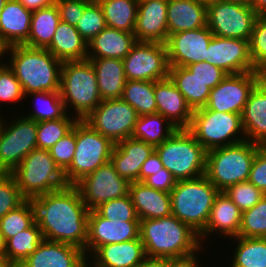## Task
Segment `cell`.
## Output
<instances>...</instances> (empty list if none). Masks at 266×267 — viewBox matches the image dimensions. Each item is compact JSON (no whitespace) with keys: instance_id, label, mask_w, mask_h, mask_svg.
<instances>
[{"instance_id":"277c9868","label":"cell","mask_w":266,"mask_h":267,"mask_svg":"<svg viewBox=\"0 0 266 267\" xmlns=\"http://www.w3.org/2000/svg\"><path fill=\"white\" fill-rule=\"evenodd\" d=\"M59 91L67 113L78 120H84L102 101L88 59L63 62Z\"/></svg>"},{"instance_id":"d590c367","label":"cell","mask_w":266,"mask_h":267,"mask_svg":"<svg viewBox=\"0 0 266 267\" xmlns=\"http://www.w3.org/2000/svg\"><path fill=\"white\" fill-rule=\"evenodd\" d=\"M29 98H33L34 107L30 108L29 113L22 112L21 114L37 123L64 118L68 114L60 91L32 92L25 95L24 101H29Z\"/></svg>"},{"instance_id":"7dc6e473","label":"cell","mask_w":266,"mask_h":267,"mask_svg":"<svg viewBox=\"0 0 266 267\" xmlns=\"http://www.w3.org/2000/svg\"><path fill=\"white\" fill-rule=\"evenodd\" d=\"M75 27L87 42L106 28L104 14L100 4H88Z\"/></svg>"},{"instance_id":"7c38bea8","label":"cell","mask_w":266,"mask_h":267,"mask_svg":"<svg viewBox=\"0 0 266 267\" xmlns=\"http://www.w3.org/2000/svg\"><path fill=\"white\" fill-rule=\"evenodd\" d=\"M258 14L250 5L226 0L207 4V27L213 35L250 41Z\"/></svg>"},{"instance_id":"52a82bcc","label":"cell","mask_w":266,"mask_h":267,"mask_svg":"<svg viewBox=\"0 0 266 267\" xmlns=\"http://www.w3.org/2000/svg\"><path fill=\"white\" fill-rule=\"evenodd\" d=\"M155 151L176 181L205 174L207 151L187 128H178L162 144L157 145Z\"/></svg>"},{"instance_id":"f5cc1de1","label":"cell","mask_w":266,"mask_h":267,"mask_svg":"<svg viewBox=\"0 0 266 267\" xmlns=\"http://www.w3.org/2000/svg\"><path fill=\"white\" fill-rule=\"evenodd\" d=\"M61 21L76 26L88 5L84 0H56Z\"/></svg>"},{"instance_id":"83f0119b","label":"cell","mask_w":266,"mask_h":267,"mask_svg":"<svg viewBox=\"0 0 266 267\" xmlns=\"http://www.w3.org/2000/svg\"><path fill=\"white\" fill-rule=\"evenodd\" d=\"M131 196L139 220L158 219L172 214L170 193L146 186L143 182H130Z\"/></svg>"},{"instance_id":"c3c4849f","label":"cell","mask_w":266,"mask_h":267,"mask_svg":"<svg viewBox=\"0 0 266 267\" xmlns=\"http://www.w3.org/2000/svg\"><path fill=\"white\" fill-rule=\"evenodd\" d=\"M25 200L15 177L11 173H0V219L9 211L16 209Z\"/></svg>"},{"instance_id":"30bf717a","label":"cell","mask_w":266,"mask_h":267,"mask_svg":"<svg viewBox=\"0 0 266 267\" xmlns=\"http://www.w3.org/2000/svg\"><path fill=\"white\" fill-rule=\"evenodd\" d=\"M187 129L206 151L246 140L241 114L218 112L205 107L193 111Z\"/></svg>"},{"instance_id":"ab89813d","label":"cell","mask_w":266,"mask_h":267,"mask_svg":"<svg viewBox=\"0 0 266 267\" xmlns=\"http://www.w3.org/2000/svg\"><path fill=\"white\" fill-rule=\"evenodd\" d=\"M155 81L127 80L121 99L136 110L138 116L157 113Z\"/></svg>"},{"instance_id":"e0dca14e","label":"cell","mask_w":266,"mask_h":267,"mask_svg":"<svg viewBox=\"0 0 266 267\" xmlns=\"http://www.w3.org/2000/svg\"><path fill=\"white\" fill-rule=\"evenodd\" d=\"M140 221H111L96 210L89 211L85 256L99 246L127 242L139 238Z\"/></svg>"},{"instance_id":"b9f144b4","label":"cell","mask_w":266,"mask_h":267,"mask_svg":"<svg viewBox=\"0 0 266 267\" xmlns=\"http://www.w3.org/2000/svg\"><path fill=\"white\" fill-rule=\"evenodd\" d=\"M77 120L76 117L67 114L57 120L38 122L37 148L49 150L73 129Z\"/></svg>"},{"instance_id":"5b68a950","label":"cell","mask_w":266,"mask_h":267,"mask_svg":"<svg viewBox=\"0 0 266 267\" xmlns=\"http://www.w3.org/2000/svg\"><path fill=\"white\" fill-rule=\"evenodd\" d=\"M218 193L205 176L177 181L170 192L172 215L200 234L207 225Z\"/></svg>"},{"instance_id":"e575fe53","label":"cell","mask_w":266,"mask_h":267,"mask_svg":"<svg viewBox=\"0 0 266 267\" xmlns=\"http://www.w3.org/2000/svg\"><path fill=\"white\" fill-rule=\"evenodd\" d=\"M233 247H229L232 260L226 259L227 267H266V238L235 237L229 239ZM235 242V243H234ZM231 248L234 250L231 251ZM231 263V264H230Z\"/></svg>"},{"instance_id":"a7ac6f4b","label":"cell","mask_w":266,"mask_h":267,"mask_svg":"<svg viewBox=\"0 0 266 267\" xmlns=\"http://www.w3.org/2000/svg\"><path fill=\"white\" fill-rule=\"evenodd\" d=\"M196 1L204 2L205 4H208V3L216 1V0H196Z\"/></svg>"},{"instance_id":"f6af8a7d","label":"cell","mask_w":266,"mask_h":267,"mask_svg":"<svg viewBox=\"0 0 266 267\" xmlns=\"http://www.w3.org/2000/svg\"><path fill=\"white\" fill-rule=\"evenodd\" d=\"M25 100V94L23 92V88L21 83L18 81L13 71L9 68L7 64L0 66V105H5L6 107H10L8 104H15L17 107L19 104ZM7 103V104H6ZM4 110V106H0ZM0 110V115L4 112Z\"/></svg>"},{"instance_id":"d6986e66","label":"cell","mask_w":266,"mask_h":267,"mask_svg":"<svg viewBox=\"0 0 266 267\" xmlns=\"http://www.w3.org/2000/svg\"><path fill=\"white\" fill-rule=\"evenodd\" d=\"M213 33L207 26L169 35L166 44L169 66L186 67L206 61Z\"/></svg>"},{"instance_id":"ba28073f","label":"cell","mask_w":266,"mask_h":267,"mask_svg":"<svg viewBox=\"0 0 266 267\" xmlns=\"http://www.w3.org/2000/svg\"><path fill=\"white\" fill-rule=\"evenodd\" d=\"M76 150L70 166L63 172L68 185L110 162L114 143L94 130L84 120L75 123Z\"/></svg>"},{"instance_id":"bcb514c9","label":"cell","mask_w":266,"mask_h":267,"mask_svg":"<svg viewBox=\"0 0 266 267\" xmlns=\"http://www.w3.org/2000/svg\"><path fill=\"white\" fill-rule=\"evenodd\" d=\"M95 210L111 221H140L129 194L102 203Z\"/></svg>"},{"instance_id":"8d00e7d4","label":"cell","mask_w":266,"mask_h":267,"mask_svg":"<svg viewBox=\"0 0 266 267\" xmlns=\"http://www.w3.org/2000/svg\"><path fill=\"white\" fill-rule=\"evenodd\" d=\"M178 128L160 113L138 116L131 137L156 147Z\"/></svg>"},{"instance_id":"9a60e30c","label":"cell","mask_w":266,"mask_h":267,"mask_svg":"<svg viewBox=\"0 0 266 267\" xmlns=\"http://www.w3.org/2000/svg\"><path fill=\"white\" fill-rule=\"evenodd\" d=\"M130 182L121 177L111 162L83 177L75 186L88 210H95L102 203L129 194Z\"/></svg>"},{"instance_id":"ee69618b","label":"cell","mask_w":266,"mask_h":267,"mask_svg":"<svg viewBox=\"0 0 266 267\" xmlns=\"http://www.w3.org/2000/svg\"><path fill=\"white\" fill-rule=\"evenodd\" d=\"M249 47L254 69L266 74V15H258Z\"/></svg>"},{"instance_id":"be15d7a7","label":"cell","mask_w":266,"mask_h":267,"mask_svg":"<svg viewBox=\"0 0 266 267\" xmlns=\"http://www.w3.org/2000/svg\"><path fill=\"white\" fill-rule=\"evenodd\" d=\"M0 267H16L11 261L5 256H0Z\"/></svg>"},{"instance_id":"f1b7e54d","label":"cell","mask_w":266,"mask_h":267,"mask_svg":"<svg viewBox=\"0 0 266 267\" xmlns=\"http://www.w3.org/2000/svg\"><path fill=\"white\" fill-rule=\"evenodd\" d=\"M168 36L207 26V4L196 0H168Z\"/></svg>"},{"instance_id":"db71d44e","label":"cell","mask_w":266,"mask_h":267,"mask_svg":"<svg viewBox=\"0 0 266 267\" xmlns=\"http://www.w3.org/2000/svg\"><path fill=\"white\" fill-rule=\"evenodd\" d=\"M248 181L266 195V145H259Z\"/></svg>"},{"instance_id":"d4e9b609","label":"cell","mask_w":266,"mask_h":267,"mask_svg":"<svg viewBox=\"0 0 266 267\" xmlns=\"http://www.w3.org/2000/svg\"><path fill=\"white\" fill-rule=\"evenodd\" d=\"M241 118L246 140L266 145V74L252 90Z\"/></svg>"},{"instance_id":"4fadbf2b","label":"cell","mask_w":266,"mask_h":267,"mask_svg":"<svg viewBox=\"0 0 266 267\" xmlns=\"http://www.w3.org/2000/svg\"><path fill=\"white\" fill-rule=\"evenodd\" d=\"M137 118L136 110L120 98L102 100L84 121L116 144L131 137Z\"/></svg>"},{"instance_id":"f35d334b","label":"cell","mask_w":266,"mask_h":267,"mask_svg":"<svg viewBox=\"0 0 266 267\" xmlns=\"http://www.w3.org/2000/svg\"><path fill=\"white\" fill-rule=\"evenodd\" d=\"M43 240L42 231L35 222L31 227L20 231L5 242L4 256L18 267L29 255L36 251Z\"/></svg>"},{"instance_id":"9f6ffc18","label":"cell","mask_w":266,"mask_h":267,"mask_svg":"<svg viewBox=\"0 0 266 267\" xmlns=\"http://www.w3.org/2000/svg\"><path fill=\"white\" fill-rule=\"evenodd\" d=\"M204 249L205 248L202 247L199 251L182 257L167 258V267H203L205 264H203L204 261H201L200 255L203 252V256L206 257L204 255Z\"/></svg>"},{"instance_id":"8c879c8a","label":"cell","mask_w":266,"mask_h":267,"mask_svg":"<svg viewBox=\"0 0 266 267\" xmlns=\"http://www.w3.org/2000/svg\"><path fill=\"white\" fill-rule=\"evenodd\" d=\"M85 2H87L88 4H93V0H84Z\"/></svg>"},{"instance_id":"003e7915","label":"cell","mask_w":266,"mask_h":267,"mask_svg":"<svg viewBox=\"0 0 266 267\" xmlns=\"http://www.w3.org/2000/svg\"><path fill=\"white\" fill-rule=\"evenodd\" d=\"M7 1L8 0H0V13H1L2 9H3V6L6 4Z\"/></svg>"},{"instance_id":"681fc988","label":"cell","mask_w":266,"mask_h":267,"mask_svg":"<svg viewBox=\"0 0 266 267\" xmlns=\"http://www.w3.org/2000/svg\"><path fill=\"white\" fill-rule=\"evenodd\" d=\"M224 192L241 212L252 208L265 195L249 181L234 184L228 187Z\"/></svg>"},{"instance_id":"ffe728a7","label":"cell","mask_w":266,"mask_h":267,"mask_svg":"<svg viewBox=\"0 0 266 267\" xmlns=\"http://www.w3.org/2000/svg\"><path fill=\"white\" fill-rule=\"evenodd\" d=\"M241 217L240 209L224 191H219L214 199L207 225L199 234L202 246H207L205 247L207 249L210 248L208 246H212L213 242L209 243L208 241L209 239L211 241L214 236L215 239L217 236L223 237V240L226 238L223 243H226L229 238L237 237L241 226Z\"/></svg>"},{"instance_id":"e7e4bbea","label":"cell","mask_w":266,"mask_h":267,"mask_svg":"<svg viewBox=\"0 0 266 267\" xmlns=\"http://www.w3.org/2000/svg\"><path fill=\"white\" fill-rule=\"evenodd\" d=\"M4 253H5V241L0 232V256H4Z\"/></svg>"},{"instance_id":"7a4b0ae2","label":"cell","mask_w":266,"mask_h":267,"mask_svg":"<svg viewBox=\"0 0 266 267\" xmlns=\"http://www.w3.org/2000/svg\"><path fill=\"white\" fill-rule=\"evenodd\" d=\"M139 237L147 257H182L203 247L199 234L172 214L140 220Z\"/></svg>"},{"instance_id":"44dd1931","label":"cell","mask_w":266,"mask_h":267,"mask_svg":"<svg viewBox=\"0 0 266 267\" xmlns=\"http://www.w3.org/2000/svg\"><path fill=\"white\" fill-rule=\"evenodd\" d=\"M168 0H139L134 35L137 42L163 43L168 39Z\"/></svg>"},{"instance_id":"816d5d0a","label":"cell","mask_w":266,"mask_h":267,"mask_svg":"<svg viewBox=\"0 0 266 267\" xmlns=\"http://www.w3.org/2000/svg\"><path fill=\"white\" fill-rule=\"evenodd\" d=\"M191 71L192 75H195L205 85L213 89L215 88L228 74L221 68L216 67L207 61H201L186 66Z\"/></svg>"},{"instance_id":"d6a6232c","label":"cell","mask_w":266,"mask_h":267,"mask_svg":"<svg viewBox=\"0 0 266 267\" xmlns=\"http://www.w3.org/2000/svg\"><path fill=\"white\" fill-rule=\"evenodd\" d=\"M168 77L184 96L192 111L206 106L211 89L192 75L190 70L186 67L170 66Z\"/></svg>"},{"instance_id":"9c48e42d","label":"cell","mask_w":266,"mask_h":267,"mask_svg":"<svg viewBox=\"0 0 266 267\" xmlns=\"http://www.w3.org/2000/svg\"><path fill=\"white\" fill-rule=\"evenodd\" d=\"M26 200L59 190L67 185L63 172L48 150L34 149L11 173Z\"/></svg>"},{"instance_id":"ac0fdd59","label":"cell","mask_w":266,"mask_h":267,"mask_svg":"<svg viewBox=\"0 0 266 267\" xmlns=\"http://www.w3.org/2000/svg\"><path fill=\"white\" fill-rule=\"evenodd\" d=\"M206 61L227 74L256 71L250 56L249 41L213 35L206 53Z\"/></svg>"},{"instance_id":"f907efd6","label":"cell","mask_w":266,"mask_h":267,"mask_svg":"<svg viewBox=\"0 0 266 267\" xmlns=\"http://www.w3.org/2000/svg\"><path fill=\"white\" fill-rule=\"evenodd\" d=\"M76 150L75 125L48 151L55 164L64 172L71 164Z\"/></svg>"},{"instance_id":"484cf974","label":"cell","mask_w":266,"mask_h":267,"mask_svg":"<svg viewBox=\"0 0 266 267\" xmlns=\"http://www.w3.org/2000/svg\"><path fill=\"white\" fill-rule=\"evenodd\" d=\"M140 239L99 246L88 258L93 267H137L145 258Z\"/></svg>"},{"instance_id":"680465c9","label":"cell","mask_w":266,"mask_h":267,"mask_svg":"<svg viewBox=\"0 0 266 267\" xmlns=\"http://www.w3.org/2000/svg\"><path fill=\"white\" fill-rule=\"evenodd\" d=\"M26 9L33 11L50 7L56 0H18Z\"/></svg>"},{"instance_id":"6da1fadb","label":"cell","mask_w":266,"mask_h":267,"mask_svg":"<svg viewBox=\"0 0 266 267\" xmlns=\"http://www.w3.org/2000/svg\"><path fill=\"white\" fill-rule=\"evenodd\" d=\"M32 202L45 240L73 245L85 254L89 210L75 185L67 184Z\"/></svg>"},{"instance_id":"89a4df30","label":"cell","mask_w":266,"mask_h":267,"mask_svg":"<svg viewBox=\"0 0 266 267\" xmlns=\"http://www.w3.org/2000/svg\"><path fill=\"white\" fill-rule=\"evenodd\" d=\"M106 0H93V4H101L102 2H105Z\"/></svg>"},{"instance_id":"1f68e13d","label":"cell","mask_w":266,"mask_h":267,"mask_svg":"<svg viewBox=\"0 0 266 267\" xmlns=\"http://www.w3.org/2000/svg\"><path fill=\"white\" fill-rule=\"evenodd\" d=\"M47 50L63 62L85 60L88 55V42L75 26L60 21Z\"/></svg>"},{"instance_id":"7402d4cb","label":"cell","mask_w":266,"mask_h":267,"mask_svg":"<svg viewBox=\"0 0 266 267\" xmlns=\"http://www.w3.org/2000/svg\"><path fill=\"white\" fill-rule=\"evenodd\" d=\"M86 261L80 248L44 239L18 267H82Z\"/></svg>"},{"instance_id":"6125c7cd","label":"cell","mask_w":266,"mask_h":267,"mask_svg":"<svg viewBox=\"0 0 266 267\" xmlns=\"http://www.w3.org/2000/svg\"><path fill=\"white\" fill-rule=\"evenodd\" d=\"M7 49H8V46L0 38V66L6 64V62L4 61H6Z\"/></svg>"},{"instance_id":"5bb4252c","label":"cell","mask_w":266,"mask_h":267,"mask_svg":"<svg viewBox=\"0 0 266 267\" xmlns=\"http://www.w3.org/2000/svg\"><path fill=\"white\" fill-rule=\"evenodd\" d=\"M126 80L159 81L168 78L166 44L136 42L122 60Z\"/></svg>"},{"instance_id":"4dcf8cb0","label":"cell","mask_w":266,"mask_h":267,"mask_svg":"<svg viewBox=\"0 0 266 267\" xmlns=\"http://www.w3.org/2000/svg\"><path fill=\"white\" fill-rule=\"evenodd\" d=\"M87 59L95 69L101 99H120L127 81L123 61L116 58Z\"/></svg>"},{"instance_id":"cb8c5ba5","label":"cell","mask_w":266,"mask_h":267,"mask_svg":"<svg viewBox=\"0 0 266 267\" xmlns=\"http://www.w3.org/2000/svg\"><path fill=\"white\" fill-rule=\"evenodd\" d=\"M154 95L157 113L163 115L177 128L190 126L193 111L169 77L155 81Z\"/></svg>"},{"instance_id":"836d02e7","label":"cell","mask_w":266,"mask_h":267,"mask_svg":"<svg viewBox=\"0 0 266 267\" xmlns=\"http://www.w3.org/2000/svg\"><path fill=\"white\" fill-rule=\"evenodd\" d=\"M61 21L56 4L33 11L28 40L23 44L31 48L47 49Z\"/></svg>"},{"instance_id":"8992f818","label":"cell","mask_w":266,"mask_h":267,"mask_svg":"<svg viewBox=\"0 0 266 267\" xmlns=\"http://www.w3.org/2000/svg\"><path fill=\"white\" fill-rule=\"evenodd\" d=\"M259 144L243 141L234 145L214 148L206 153L204 176L219 190L249 179Z\"/></svg>"},{"instance_id":"8fae6325","label":"cell","mask_w":266,"mask_h":267,"mask_svg":"<svg viewBox=\"0 0 266 267\" xmlns=\"http://www.w3.org/2000/svg\"><path fill=\"white\" fill-rule=\"evenodd\" d=\"M12 114L10 119L6 113L1 115L0 173H12L32 150L37 149L38 123L22 114Z\"/></svg>"},{"instance_id":"94428289","label":"cell","mask_w":266,"mask_h":267,"mask_svg":"<svg viewBox=\"0 0 266 267\" xmlns=\"http://www.w3.org/2000/svg\"><path fill=\"white\" fill-rule=\"evenodd\" d=\"M250 6L258 15H266V0H250Z\"/></svg>"},{"instance_id":"91938a15","label":"cell","mask_w":266,"mask_h":267,"mask_svg":"<svg viewBox=\"0 0 266 267\" xmlns=\"http://www.w3.org/2000/svg\"><path fill=\"white\" fill-rule=\"evenodd\" d=\"M137 267H167V258L146 257Z\"/></svg>"},{"instance_id":"2e32d148","label":"cell","mask_w":266,"mask_h":267,"mask_svg":"<svg viewBox=\"0 0 266 267\" xmlns=\"http://www.w3.org/2000/svg\"><path fill=\"white\" fill-rule=\"evenodd\" d=\"M263 73L258 71L228 74L210 90L208 110L241 114L245 104Z\"/></svg>"},{"instance_id":"03108f58","label":"cell","mask_w":266,"mask_h":267,"mask_svg":"<svg viewBox=\"0 0 266 267\" xmlns=\"http://www.w3.org/2000/svg\"><path fill=\"white\" fill-rule=\"evenodd\" d=\"M226 1L239 2V3L246 4V5H250V0H226Z\"/></svg>"},{"instance_id":"f546056e","label":"cell","mask_w":266,"mask_h":267,"mask_svg":"<svg viewBox=\"0 0 266 267\" xmlns=\"http://www.w3.org/2000/svg\"><path fill=\"white\" fill-rule=\"evenodd\" d=\"M136 42L134 33L106 27L88 42L87 58L123 60Z\"/></svg>"},{"instance_id":"7bdbcfd3","label":"cell","mask_w":266,"mask_h":267,"mask_svg":"<svg viewBox=\"0 0 266 267\" xmlns=\"http://www.w3.org/2000/svg\"><path fill=\"white\" fill-rule=\"evenodd\" d=\"M238 237L266 238V195L252 208L242 212Z\"/></svg>"},{"instance_id":"3957f363","label":"cell","mask_w":266,"mask_h":267,"mask_svg":"<svg viewBox=\"0 0 266 267\" xmlns=\"http://www.w3.org/2000/svg\"><path fill=\"white\" fill-rule=\"evenodd\" d=\"M6 64L21 83L24 94L59 91L63 61L47 49L13 45L7 49Z\"/></svg>"},{"instance_id":"4316f807","label":"cell","mask_w":266,"mask_h":267,"mask_svg":"<svg viewBox=\"0 0 266 267\" xmlns=\"http://www.w3.org/2000/svg\"><path fill=\"white\" fill-rule=\"evenodd\" d=\"M33 12L18 0H8L0 13V38L9 47L23 45L29 37Z\"/></svg>"},{"instance_id":"74e56055","label":"cell","mask_w":266,"mask_h":267,"mask_svg":"<svg viewBox=\"0 0 266 267\" xmlns=\"http://www.w3.org/2000/svg\"><path fill=\"white\" fill-rule=\"evenodd\" d=\"M139 0H106L100 4L106 26L134 33Z\"/></svg>"},{"instance_id":"11a10c76","label":"cell","mask_w":266,"mask_h":267,"mask_svg":"<svg viewBox=\"0 0 266 267\" xmlns=\"http://www.w3.org/2000/svg\"><path fill=\"white\" fill-rule=\"evenodd\" d=\"M146 186L158 191L170 193L176 184V179L173 175L163 167L160 171H157L155 175L148 176L142 181Z\"/></svg>"},{"instance_id":"6f0895ef","label":"cell","mask_w":266,"mask_h":267,"mask_svg":"<svg viewBox=\"0 0 266 267\" xmlns=\"http://www.w3.org/2000/svg\"><path fill=\"white\" fill-rule=\"evenodd\" d=\"M163 164L160 160L159 155L154 150L153 153L146 159L143 163L140 173H139V182H142L148 176L155 175L157 171H160L163 168Z\"/></svg>"},{"instance_id":"60d3db41","label":"cell","mask_w":266,"mask_h":267,"mask_svg":"<svg viewBox=\"0 0 266 267\" xmlns=\"http://www.w3.org/2000/svg\"><path fill=\"white\" fill-rule=\"evenodd\" d=\"M36 222L35 207L32 200H25L16 209L9 211L0 219V232L6 242L20 231L28 229Z\"/></svg>"},{"instance_id":"2644e50d","label":"cell","mask_w":266,"mask_h":267,"mask_svg":"<svg viewBox=\"0 0 266 267\" xmlns=\"http://www.w3.org/2000/svg\"><path fill=\"white\" fill-rule=\"evenodd\" d=\"M82 267H93L89 262L88 260L83 264Z\"/></svg>"},{"instance_id":"603a6c76","label":"cell","mask_w":266,"mask_h":267,"mask_svg":"<svg viewBox=\"0 0 266 267\" xmlns=\"http://www.w3.org/2000/svg\"><path fill=\"white\" fill-rule=\"evenodd\" d=\"M154 150L153 145L129 137L114 145L110 162L121 177L139 182L141 167Z\"/></svg>"}]
</instances>
